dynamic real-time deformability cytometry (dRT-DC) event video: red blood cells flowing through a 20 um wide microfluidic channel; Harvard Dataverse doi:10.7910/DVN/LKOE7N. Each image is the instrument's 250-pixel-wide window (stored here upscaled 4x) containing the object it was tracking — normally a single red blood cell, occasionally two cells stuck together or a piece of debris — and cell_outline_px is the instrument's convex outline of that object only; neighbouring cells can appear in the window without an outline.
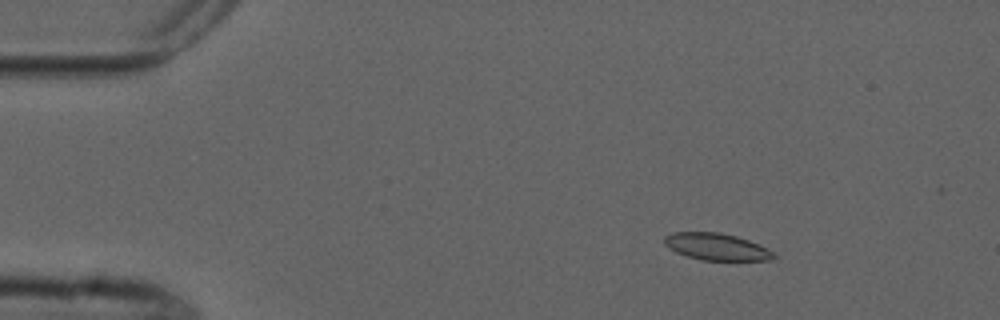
{"species": "common noctule bat (a hibernating species)", "species_latin": "Nyctalus noctula", "temperature_condition": "cold", "stored_images_in_passage": 4, "camera_frame_rate_fps": 3000, "um_per_image_px": 0.085, "animal": {"sex": "male", "forearm_length_mm": 52.5}, "frame": {"image": 1, "passage_image": 2, "time_ms": 1.0, "image_size_px": [1000, 320], "cell_outline_px": [[776, 256], [772, 260], [700, 260], [676, 252], [668, 248], [664, 244], [664, 236], [672, 232], [720, 232], [736, 236], [748, 240], [772, 252]], "centroid_in_image_um": [60.84, 20.97], "position_along_channel_um": 24.2, "area_um2": 16.99}}